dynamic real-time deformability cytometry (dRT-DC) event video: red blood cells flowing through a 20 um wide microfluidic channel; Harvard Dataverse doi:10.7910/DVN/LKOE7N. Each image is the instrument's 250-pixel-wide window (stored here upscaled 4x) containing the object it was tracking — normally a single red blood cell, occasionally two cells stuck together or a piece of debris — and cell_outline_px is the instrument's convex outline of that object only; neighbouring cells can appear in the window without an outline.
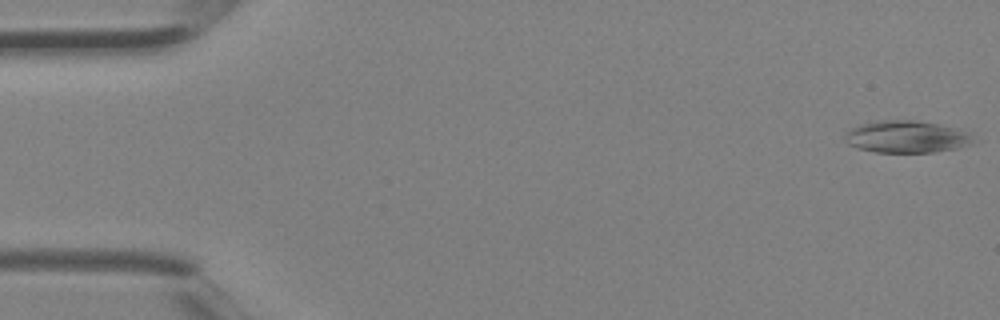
{"species": "Egyptian fruit bat (a non-hibernating species)", "species_latin": "Rousettus aegyptiacus", "temperature_condition": "room temperature", "stored_images_in_passage": 4, "camera_frame_rate_fps": 3000, "um_per_image_px": 0.085, "animal": {"sex": "female"}, "frame": {"image": 1, "passage_image": 1, "time_ms": 0.0, "image_size_px": [1000, 320], "cell_outline_px": [[972, 144], [956, 148], [932, 152], [876, 152], [856, 148], [848, 144], [844, 140], [844, 132], [848, 128], [860, 124], [880, 120], [916, 120], [936, 124], [968, 132], [972, 136]], "centroid_in_image_um": [76.96, 11.62], "position_along_channel_um": 8.0, "area_um2": 23.99}}
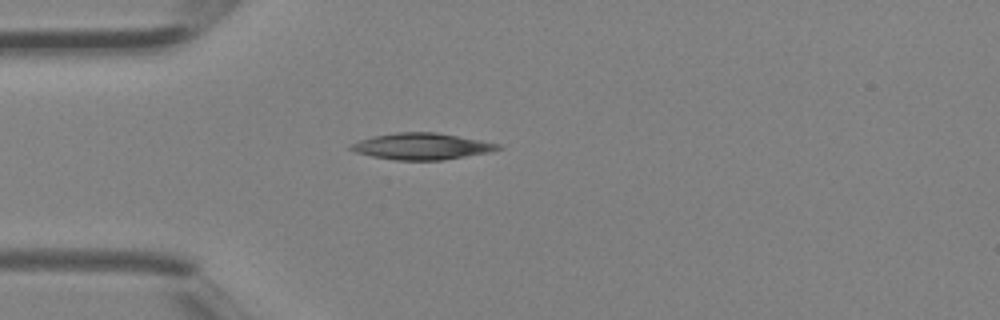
{"frame": {"image": 2, "passage_image": 4, "time_ms": 1.0, "image_size_px": [1000, 320], "cell_outline_px": [[504, 148], [488, 152], [444, 160], [396, 160], [372, 156], [356, 152], [348, 148], [352, 144], [360, 140], [376, 136], [396, 132], [436, 132], [480, 140], [500, 144]], "centroid_in_image_um": [35.87, 12.44], "position_along_channel_um": 49.1, "area_um2": 22.43}}